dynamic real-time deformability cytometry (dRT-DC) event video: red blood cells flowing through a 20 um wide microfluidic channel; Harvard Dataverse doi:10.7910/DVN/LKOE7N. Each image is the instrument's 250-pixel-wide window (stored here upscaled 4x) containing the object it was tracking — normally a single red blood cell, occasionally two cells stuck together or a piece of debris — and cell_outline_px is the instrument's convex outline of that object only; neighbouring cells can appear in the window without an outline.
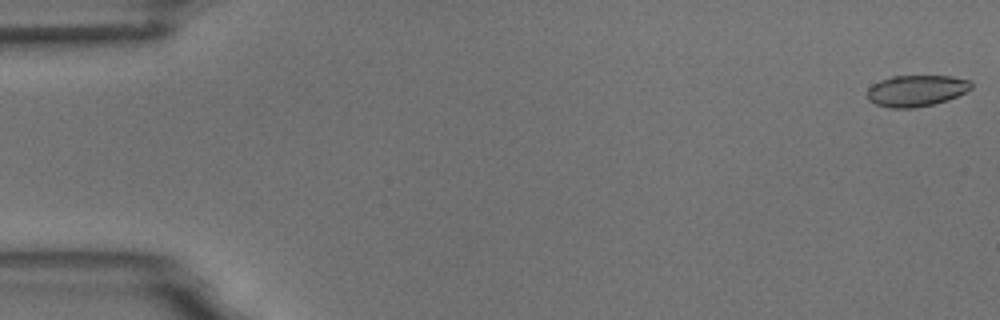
{"species": "common noctule bat (a hibernating species)", "species_latin": "Nyctalus noctula", "temperature_condition": "room temperature", "stored_images_in_passage": 5, "camera_frame_rate_fps": 3000, "um_per_image_px": 0.085, "animal": {"sex": "male", "body_mass_g": 18.8}, "frame": {"image": 1, "passage_image": 1, "time_ms": 0.0, "image_size_px": [1000, 320], "cell_outline_px": [[972, 88], [948, 100], [932, 104], [912, 108], [892, 108], [876, 104], [868, 100], [868, 88], [872, 84], [880, 80], [892, 76], [952, 76], [972, 80]], "centroid_in_image_um": [77.89, 7.7], "position_along_channel_um": 7.1, "area_um2": 18.96}}
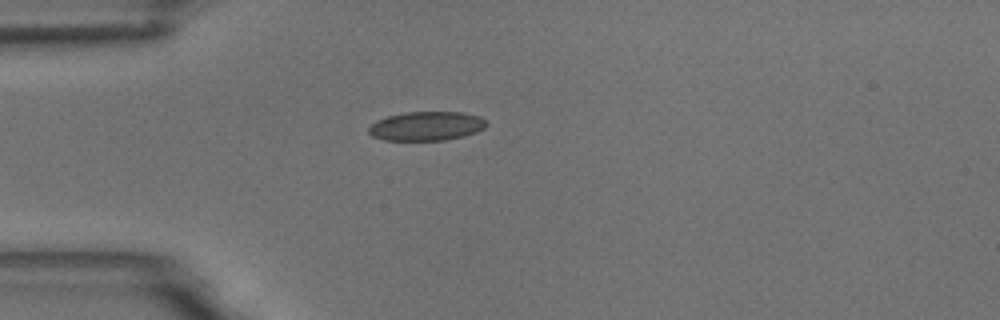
{"frame": {"image": 2, "passage_image": 5, "time_ms": 4.667, "image_size_px": [1000, 320], "cell_outline_px": [[488, 124], [484, 128], [476, 132], [464, 136], [444, 140], [384, 140], [372, 136], [368, 132], [368, 128], [376, 120], [388, 116], [404, 112], [464, 112], [480, 116]], "centroid_in_image_um": [36.25, 10.71], "position_along_channel_um": 48.8, "area_um2": 20.0}}